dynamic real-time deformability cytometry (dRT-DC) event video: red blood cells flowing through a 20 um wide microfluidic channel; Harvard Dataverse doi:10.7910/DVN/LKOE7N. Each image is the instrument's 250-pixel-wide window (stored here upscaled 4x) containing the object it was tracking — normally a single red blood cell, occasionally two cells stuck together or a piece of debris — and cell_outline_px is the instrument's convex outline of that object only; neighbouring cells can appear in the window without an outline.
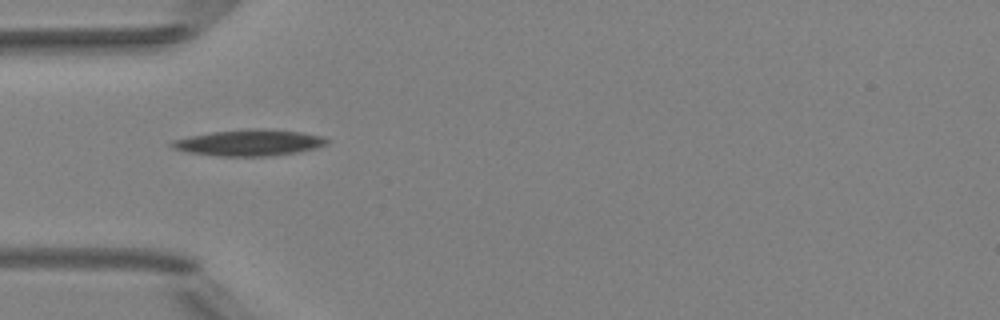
{"species": "Egyptian fruit bat (a non-hibernating species)", "species_latin": "Rousettus aegyptiacus", "temperature_condition": "room temperature", "stored_images_in_passage": 3, "camera_frame_rate_fps": 3000, "um_per_image_px": 0.085, "animal": {"sex": "female"}, "frame": {"image": 1, "passage_image": 1, "time_ms": 0.0, "image_size_px": [1000, 320], "cell_outline_px": [[328, 144], [316, 148], [296, 152], [268, 156], [216, 156], [188, 152], [172, 148], [168, 144], [172, 140], [212, 132], [300, 132], [324, 136], [328, 140]], "centroid_in_image_um": [21.15, 12.19], "position_along_channel_um": 63.9, "area_um2": 22.25}}
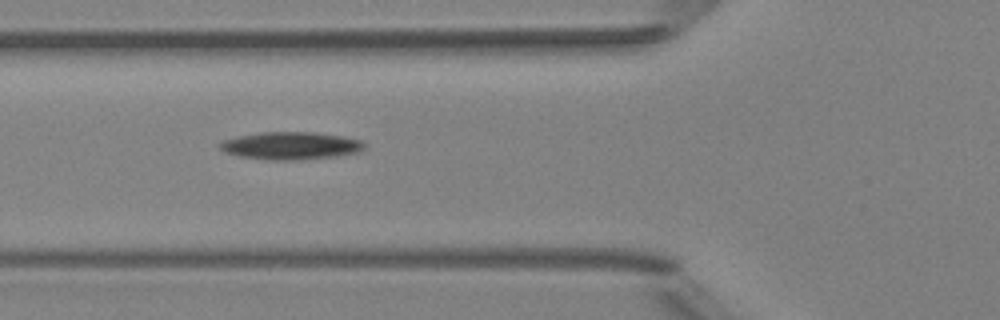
{"frame": {"image": 2, "passage_image": 2, "time_ms": 1.0, "image_size_px": [1000, 320], "cell_outline_px": [[364, 148], [360, 152], [340, 156], [296, 160], [268, 160], [240, 156], [224, 152], [220, 148], [220, 144], [224, 140], [240, 136], [260, 132], [312, 132], [340, 136], [360, 140], [364, 144]], "centroid_in_image_um": [24.73, 12.39], "position_along_channel_um": 101.1, "area_um2": 23.12}}
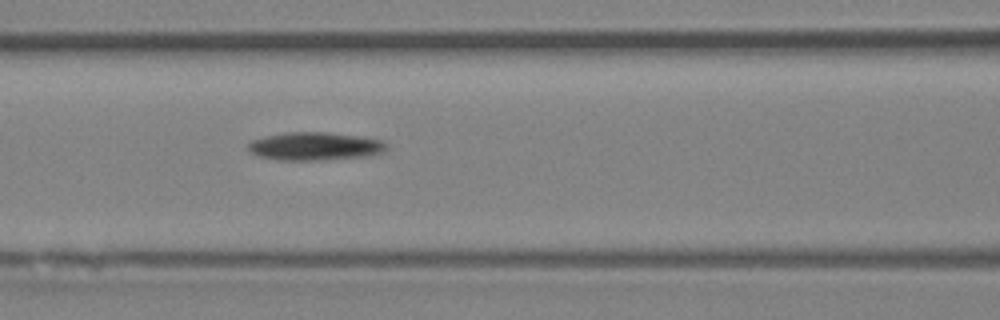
{"frame": {"image": 3, "passage_image": 3, "time_ms": 2.0, "image_size_px": [1000, 320], "cell_outline_px": [[388, 148], [384, 152], [368, 156], [320, 160], [276, 160], [260, 156], [252, 152], [248, 148], [248, 144], [252, 140], [264, 136], [288, 132], [328, 132], [384, 140], [388, 144]], "centroid_in_image_um": [26.81, 12.43], "position_along_channel_um": 139.8, "area_um2": 22.72}}